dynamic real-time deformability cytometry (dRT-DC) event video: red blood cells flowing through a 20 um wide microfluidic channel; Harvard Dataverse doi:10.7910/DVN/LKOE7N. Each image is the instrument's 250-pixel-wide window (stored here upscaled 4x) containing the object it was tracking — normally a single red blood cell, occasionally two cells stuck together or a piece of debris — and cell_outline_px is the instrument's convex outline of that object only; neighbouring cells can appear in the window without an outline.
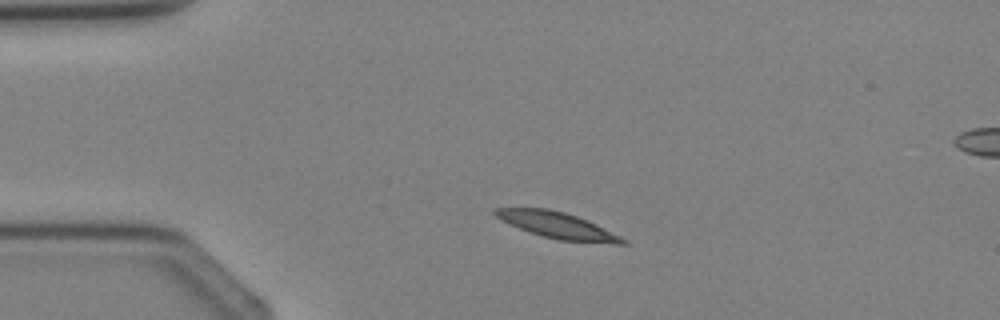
{"species": "Egyptian fruit bat (a non-hibernating species)", "species_latin": "Rousettus aegyptiacus", "temperature_condition": "cold", "stored_images_in_passage": 2, "camera_frame_rate_fps": 3000, "um_per_image_px": 0.085, "animal": {"sex": "female"}, "frame": {"image": 1, "passage_image": 1, "time_ms": 0.0, "image_size_px": [1000, 320], "cell_outline_px": [[628, 244], [616, 244], [560, 240], [544, 236], [520, 228], [496, 216], [492, 212], [492, 208], [548, 208], [564, 212], [588, 220], [628, 240]], "centroid_in_image_um": [47.43, 19.15], "position_along_channel_um": 37.6, "area_um2": 19.13}}
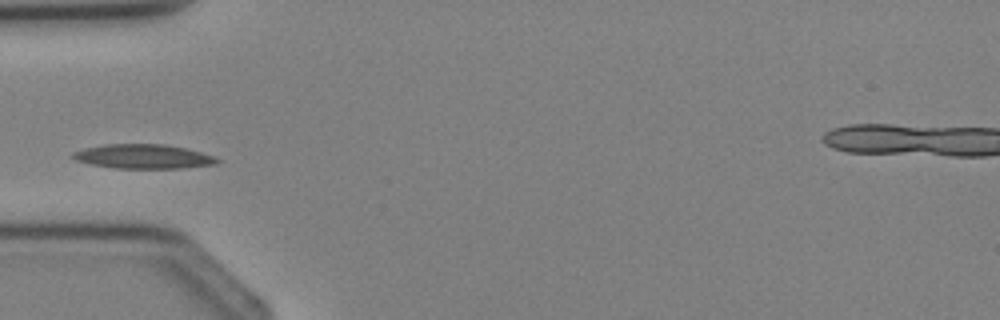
{"frame": {"image": 2, "passage_image": 2, "time_ms": 1.333, "image_size_px": [1000, 320], "cell_outline_px": [[220, 160], [216, 164], [184, 168], [116, 168], [92, 164], [76, 160], [68, 156], [72, 152], [84, 148], [104, 144], [164, 144], [184, 148], [200, 152], [212, 156]], "centroid_in_image_um": [12.13, 13.3], "position_along_channel_um": 72.9, "area_um2": 20.35}}